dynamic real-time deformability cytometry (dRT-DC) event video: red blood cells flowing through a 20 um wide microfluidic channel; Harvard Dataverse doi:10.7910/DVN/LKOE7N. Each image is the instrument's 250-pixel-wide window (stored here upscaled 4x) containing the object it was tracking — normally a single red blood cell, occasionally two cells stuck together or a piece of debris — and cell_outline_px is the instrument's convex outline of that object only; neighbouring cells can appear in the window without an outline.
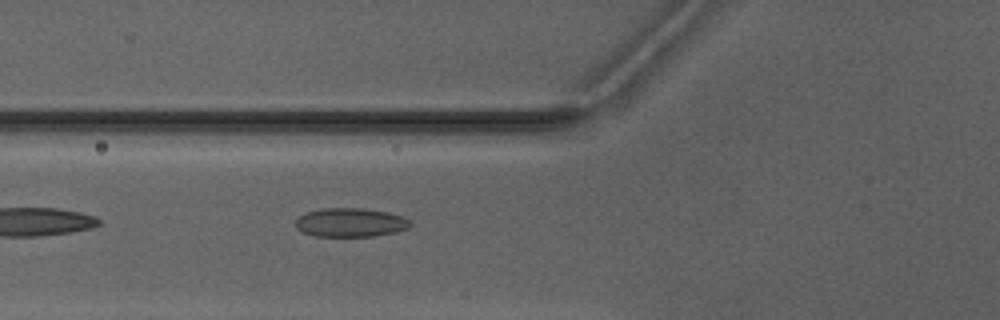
{"species": "Egyptian fruit bat (a non-hibernating species)", "species_latin": "Rousettus aegyptiacus", "temperature_condition": "warm", "stored_images_in_passage": 4, "camera_frame_rate_fps": 3000, "um_per_image_px": 0.085, "animal": {"sex": "male"}, "frame": {"image": 1, "passage_image": 4, "time_ms": 3.667, "image_size_px": [1000, 320], "cell_outline_px": [[412, 224], [408, 228], [396, 232], [372, 236], [312, 236], [300, 232], [296, 228], [296, 220], [300, 216], [308, 212], [324, 208], [364, 208], [388, 212], [404, 216], [412, 220]], "centroid_in_image_um": [29.82, 18.91], "position_along_channel_um": 96.0, "area_um2": 19.48}}